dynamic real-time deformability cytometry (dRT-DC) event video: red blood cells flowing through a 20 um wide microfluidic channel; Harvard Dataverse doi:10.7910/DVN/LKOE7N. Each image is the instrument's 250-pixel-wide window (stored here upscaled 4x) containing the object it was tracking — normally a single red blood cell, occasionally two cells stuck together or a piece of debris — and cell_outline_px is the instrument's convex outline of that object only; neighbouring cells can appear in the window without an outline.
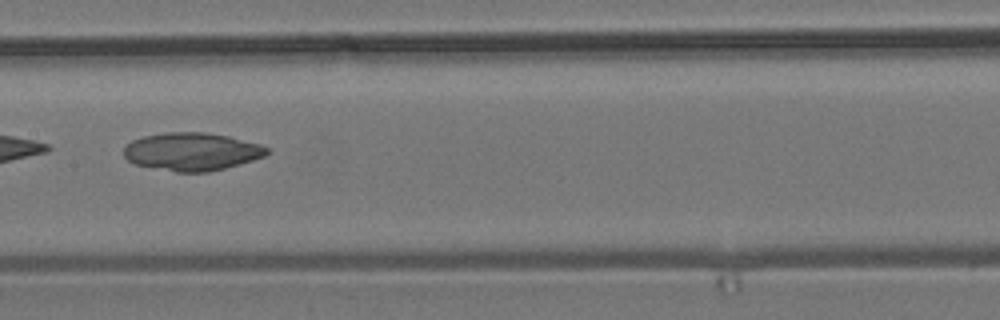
{"species": "common noctule bat (a hibernating species)", "species_latin": "Nyctalus noctula", "temperature_condition": "room temperature", "stored_images_in_passage": 9, "camera_frame_rate_fps": 3000, "um_per_image_px": 0.085, "animal": {"sex": "male", "body_mass_g": 19.2, "forearm_length_mm": 51.8}, "frame": {"image": 1, "passage_image": 8, "time_ms": 2.333, "image_size_px": [1000, 320], "cell_outline_px": [[268, 152], [264, 156], [252, 160], [224, 168], [208, 172], [176, 172], [132, 164], [124, 156], [124, 148], [132, 140], [144, 136], [168, 132], [204, 132], [228, 136], [260, 144], [268, 148]], "centroid_in_image_um": [16.27, 12.89], "position_along_channel_um": 191.1, "area_um2": 31.5}}
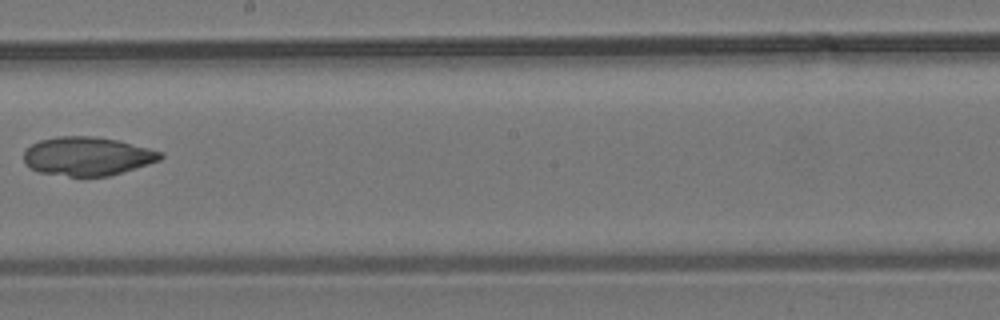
{"frame": {"image": 2, "passage_image": 9, "time_ms": 2.667, "image_size_px": [1000, 320], "cell_outline_px": [[164, 156], [160, 160], [148, 164], [108, 176], [68, 176], [40, 172], [32, 168], [24, 160], [24, 152], [32, 144], [40, 140], [56, 136], [96, 136], [116, 140], [164, 152]], "centroid_in_image_um": [7.44, 13.27], "position_along_channel_um": 240.8, "area_um2": 30.52}}